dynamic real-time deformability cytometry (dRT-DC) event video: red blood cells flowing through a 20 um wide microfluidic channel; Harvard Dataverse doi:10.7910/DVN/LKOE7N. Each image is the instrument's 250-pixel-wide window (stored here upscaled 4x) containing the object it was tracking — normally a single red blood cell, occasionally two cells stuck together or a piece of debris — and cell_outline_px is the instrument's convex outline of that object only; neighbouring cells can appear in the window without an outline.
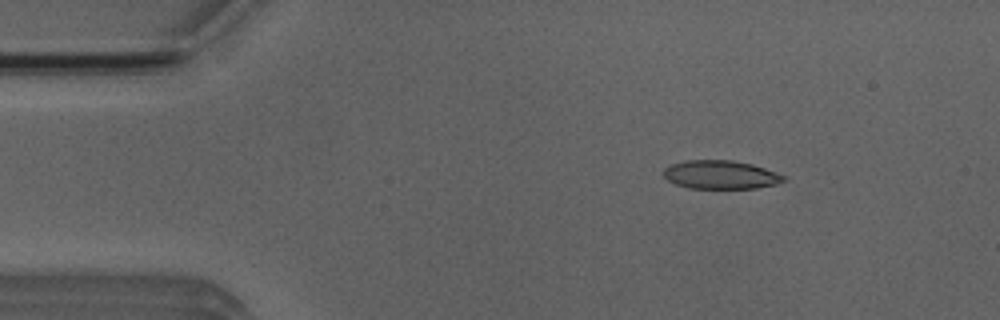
{"species": "Egyptian fruit bat (a non-hibernating species)", "species_latin": "Rousettus aegyptiacus", "temperature_condition": "room temperature", "stored_images_in_passage": 4, "camera_frame_rate_fps": 3000, "um_per_image_px": 0.085, "animal": {"sex": "male"}, "frame": {"image": 1, "passage_image": 2, "time_ms": 1.0, "image_size_px": [1000, 320], "cell_outline_px": [[788, 176], [784, 180], [776, 184], [756, 188], [688, 188], [676, 184], [668, 180], [664, 176], [664, 168], [672, 164], [684, 160], [732, 160], [752, 164]], "centroid_in_image_um": [61.26, 14.85], "position_along_channel_um": 23.7, "area_um2": 19.94}}